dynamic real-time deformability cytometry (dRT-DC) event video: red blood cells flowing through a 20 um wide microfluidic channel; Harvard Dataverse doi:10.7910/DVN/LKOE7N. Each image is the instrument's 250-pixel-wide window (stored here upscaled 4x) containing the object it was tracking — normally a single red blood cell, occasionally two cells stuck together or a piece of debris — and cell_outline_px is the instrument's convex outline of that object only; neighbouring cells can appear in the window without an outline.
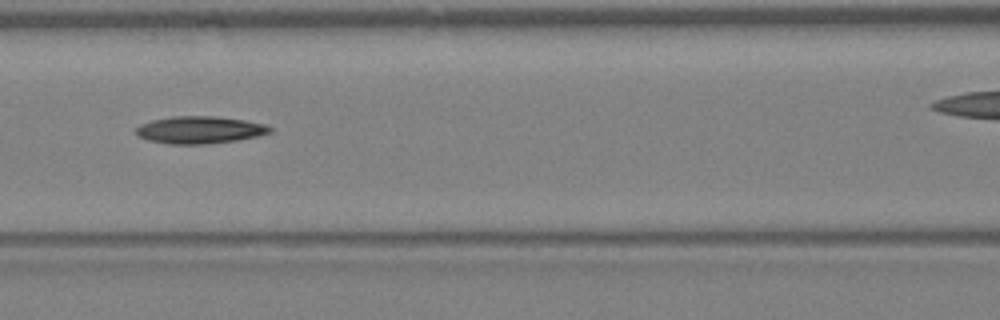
{"species": "Egyptian fruit bat (a non-hibernating species)", "species_latin": "Rousettus aegyptiacus", "temperature_condition": "warm", "stored_images_in_passage": 28, "camera_frame_rate_fps": 3000, "um_per_image_px": 0.085, "animal": {"sex": "female"}, "frame": {"image": 1, "passage_image": 6, "time_ms": 1.667, "image_size_px": [1000, 320], "cell_outline_px": [[272, 132], [260, 136], [240, 140], [208, 144], [168, 144], [148, 140], [140, 136], [136, 132], [136, 128], [140, 124], [152, 120], [172, 116], [216, 116], [244, 120], [264, 124], [272, 128]], "centroid_in_image_um": [17.01, 11.04], "position_along_channel_um": 149.6, "area_um2": 21.44}}
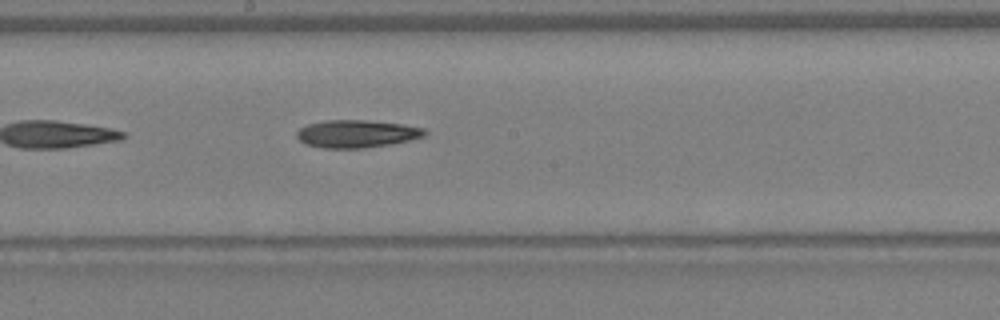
{"frame": {"image": 2, "passage_image": 10, "time_ms": 3.0, "image_size_px": [1000, 320], "cell_outline_px": [[428, 136], [388, 144], [364, 148], [324, 148], [304, 144], [296, 136], [296, 132], [300, 128], [308, 124], [324, 120], [368, 120], [404, 124], [424, 128], [428, 132]], "centroid_in_image_um": [30.33, 11.36], "position_along_channel_um": 217.9, "area_um2": 20.75}}
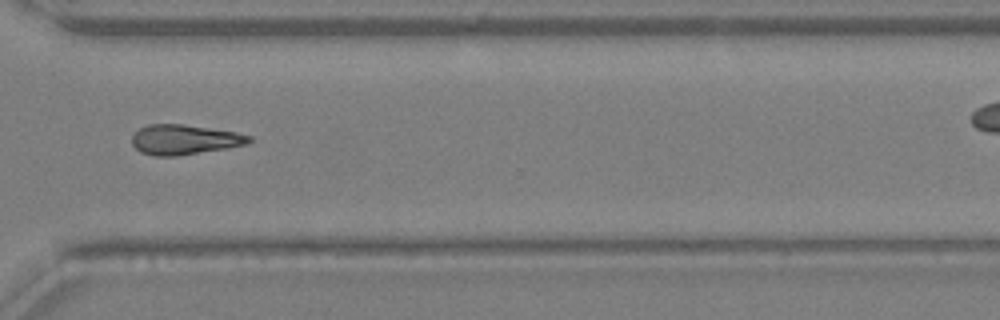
{"frame": {"image": 3, "passage_image": 18, "time_ms": 5.667, "image_size_px": [1000, 320], "cell_outline_px": [[252, 140], [248, 144], [228, 148], [176, 156], [152, 156], [140, 152], [132, 144], [132, 136], [140, 128], [148, 124], [184, 124], [236, 132], [252, 136]], "centroid_in_image_um": [15.68, 11.87], "position_along_channel_um": 354.9, "area_um2": 20.52}}